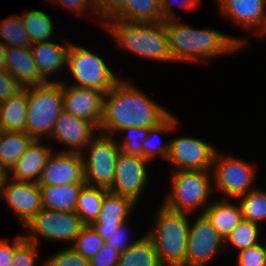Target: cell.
<instances>
[{"instance_id": "obj_10", "label": "cell", "mask_w": 266, "mask_h": 266, "mask_svg": "<svg viewBox=\"0 0 266 266\" xmlns=\"http://www.w3.org/2000/svg\"><path fill=\"white\" fill-rule=\"evenodd\" d=\"M84 226L75 212L40 210L24 227L26 240L41 246L40 240L67 242L71 245ZM40 244V245H39Z\"/></svg>"}, {"instance_id": "obj_1", "label": "cell", "mask_w": 266, "mask_h": 266, "mask_svg": "<svg viewBox=\"0 0 266 266\" xmlns=\"http://www.w3.org/2000/svg\"><path fill=\"white\" fill-rule=\"evenodd\" d=\"M131 82L121 77L105 94L99 133L116 137L127 127L152 128L171 114Z\"/></svg>"}, {"instance_id": "obj_41", "label": "cell", "mask_w": 266, "mask_h": 266, "mask_svg": "<svg viewBox=\"0 0 266 266\" xmlns=\"http://www.w3.org/2000/svg\"><path fill=\"white\" fill-rule=\"evenodd\" d=\"M128 222L121 224L114 232L109 235V239L105 240L107 246L117 250L119 253H123L129 247H131L137 239L130 240ZM130 240V241H129Z\"/></svg>"}, {"instance_id": "obj_16", "label": "cell", "mask_w": 266, "mask_h": 266, "mask_svg": "<svg viewBox=\"0 0 266 266\" xmlns=\"http://www.w3.org/2000/svg\"><path fill=\"white\" fill-rule=\"evenodd\" d=\"M70 183H85L84 165L81 153L53 151L49 156L39 186H56Z\"/></svg>"}, {"instance_id": "obj_20", "label": "cell", "mask_w": 266, "mask_h": 266, "mask_svg": "<svg viewBox=\"0 0 266 266\" xmlns=\"http://www.w3.org/2000/svg\"><path fill=\"white\" fill-rule=\"evenodd\" d=\"M63 43L65 44L62 46L52 40L30 46L37 70L46 83L59 82L51 78L54 74H58L57 71L67 68V55L71 42L65 39Z\"/></svg>"}, {"instance_id": "obj_31", "label": "cell", "mask_w": 266, "mask_h": 266, "mask_svg": "<svg viewBox=\"0 0 266 266\" xmlns=\"http://www.w3.org/2000/svg\"><path fill=\"white\" fill-rule=\"evenodd\" d=\"M112 19L129 22H163L159 0H126L124 9Z\"/></svg>"}, {"instance_id": "obj_6", "label": "cell", "mask_w": 266, "mask_h": 266, "mask_svg": "<svg viewBox=\"0 0 266 266\" xmlns=\"http://www.w3.org/2000/svg\"><path fill=\"white\" fill-rule=\"evenodd\" d=\"M25 132L37 141L50 140L59 114L63 111L62 82L27 87Z\"/></svg>"}, {"instance_id": "obj_27", "label": "cell", "mask_w": 266, "mask_h": 266, "mask_svg": "<svg viewBox=\"0 0 266 266\" xmlns=\"http://www.w3.org/2000/svg\"><path fill=\"white\" fill-rule=\"evenodd\" d=\"M117 266H163L157 256L152 239L145 233L120 253Z\"/></svg>"}, {"instance_id": "obj_4", "label": "cell", "mask_w": 266, "mask_h": 266, "mask_svg": "<svg viewBox=\"0 0 266 266\" xmlns=\"http://www.w3.org/2000/svg\"><path fill=\"white\" fill-rule=\"evenodd\" d=\"M153 225L145 232L154 244L163 266H185L190 219L188 213L174 211L162 203Z\"/></svg>"}, {"instance_id": "obj_36", "label": "cell", "mask_w": 266, "mask_h": 266, "mask_svg": "<svg viewBox=\"0 0 266 266\" xmlns=\"http://www.w3.org/2000/svg\"><path fill=\"white\" fill-rule=\"evenodd\" d=\"M150 128L127 127L119 131L124 133L121 140H117L120 151L124 154L143 157L142 143L146 140Z\"/></svg>"}, {"instance_id": "obj_18", "label": "cell", "mask_w": 266, "mask_h": 266, "mask_svg": "<svg viewBox=\"0 0 266 266\" xmlns=\"http://www.w3.org/2000/svg\"><path fill=\"white\" fill-rule=\"evenodd\" d=\"M97 132L98 129L91 122L63 110L56 119L50 139L69 147L63 151L81 153Z\"/></svg>"}, {"instance_id": "obj_9", "label": "cell", "mask_w": 266, "mask_h": 266, "mask_svg": "<svg viewBox=\"0 0 266 266\" xmlns=\"http://www.w3.org/2000/svg\"><path fill=\"white\" fill-rule=\"evenodd\" d=\"M117 139L98 132L81 152L87 185L108 190L111 188L115 177L116 159L120 152Z\"/></svg>"}, {"instance_id": "obj_48", "label": "cell", "mask_w": 266, "mask_h": 266, "mask_svg": "<svg viewBox=\"0 0 266 266\" xmlns=\"http://www.w3.org/2000/svg\"><path fill=\"white\" fill-rule=\"evenodd\" d=\"M6 176L7 174L2 169H0V194H1L2 184Z\"/></svg>"}, {"instance_id": "obj_15", "label": "cell", "mask_w": 266, "mask_h": 266, "mask_svg": "<svg viewBox=\"0 0 266 266\" xmlns=\"http://www.w3.org/2000/svg\"><path fill=\"white\" fill-rule=\"evenodd\" d=\"M62 82L63 110L73 116L91 122L98 130L103 116L105 93L96 89L71 86Z\"/></svg>"}, {"instance_id": "obj_2", "label": "cell", "mask_w": 266, "mask_h": 266, "mask_svg": "<svg viewBox=\"0 0 266 266\" xmlns=\"http://www.w3.org/2000/svg\"><path fill=\"white\" fill-rule=\"evenodd\" d=\"M169 49L174 62L201 61L232 54L245 48L247 39L232 37L215 29L193 28L179 19L164 20Z\"/></svg>"}, {"instance_id": "obj_3", "label": "cell", "mask_w": 266, "mask_h": 266, "mask_svg": "<svg viewBox=\"0 0 266 266\" xmlns=\"http://www.w3.org/2000/svg\"><path fill=\"white\" fill-rule=\"evenodd\" d=\"M102 27L118 46L139 57L158 62L172 63L168 34L164 22H129L109 19Z\"/></svg>"}, {"instance_id": "obj_32", "label": "cell", "mask_w": 266, "mask_h": 266, "mask_svg": "<svg viewBox=\"0 0 266 266\" xmlns=\"http://www.w3.org/2000/svg\"><path fill=\"white\" fill-rule=\"evenodd\" d=\"M242 210V218L258 224L266 220V190L254 188L237 199Z\"/></svg>"}, {"instance_id": "obj_5", "label": "cell", "mask_w": 266, "mask_h": 266, "mask_svg": "<svg viewBox=\"0 0 266 266\" xmlns=\"http://www.w3.org/2000/svg\"><path fill=\"white\" fill-rule=\"evenodd\" d=\"M170 176L171 191L164 196L162 204L190 215L202 207L199 213L203 214L214 193L212 170H180Z\"/></svg>"}, {"instance_id": "obj_8", "label": "cell", "mask_w": 266, "mask_h": 266, "mask_svg": "<svg viewBox=\"0 0 266 266\" xmlns=\"http://www.w3.org/2000/svg\"><path fill=\"white\" fill-rule=\"evenodd\" d=\"M68 69L74 79L71 86L96 89L105 94L121 79L101 56L73 42L67 55Z\"/></svg>"}, {"instance_id": "obj_29", "label": "cell", "mask_w": 266, "mask_h": 266, "mask_svg": "<svg viewBox=\"0 0 266 266\" xmlns=\"http://www.w3.org/2000/svg\"><path fill=\"white\" fill-rule=\"evenodd\" d=\"M108 189L85 184L80 191L75 213L80 217L84 225L95 222L101 210V204Z\"/></svg>"}, {"instance_id": "obj_24", "label": "cell", "mask_w": 266, "mask_h": 266, "mask_svg": "<svg viewBox=\"0 0 266 266\" xmlns=\"http://www.w3.org/2000/svg\"><path fill=\"white\" fill-rule=\"evenodd\" d=\"M86 183H70L56 186H40L44 209L75 212L76 203Z\"/></svg>"}, {"instance_id": "obj_30", "label": "cell", "mask_w": 266, "mask_h": 266, "mask_svg": "<svg viewBox=\"0 0 266 266\" xmlns=\"http://www.w3.org/2000/svg\"><path fill=\"white\" fill-rule=\"evenodd\" d=\"M19 14L32 44L53 40L52 37L56 34L54 23L45 12L33 9Z\"/></svg>"}, {"instance_id": "obj_34", "label": "cell", "mask_w": 266, "mask_h": 266, "mask_svg": "<svg viewBox=\"0 0 266 266\" xmlns=\"http://www.w3.org/2000/svg\"><path fill=\"white\" fill-rule=\"evenodd\" d=\"M260 226L247 220H242L225 239V248L231 244L241 251L260 243Z\"/></svg>"}, {"instance_id": "obj_49", "label": "cell", "mask_w": 266, "mask_h": 266, "mask_svg": "<svg viewBox=\"0 0 266 266\" xmlns=\"http://www.w3.org/2000/svg\"><path fill=\"white\" fill-rule=\"evenodd\" d=\"M265 33H266V26H265L264 31H263V34H265Z\"/></svg>"}, {"instance_id": "obj_33", "label": "cell", "mask_w": 266, "mask_h": 266, "mask_svg": "<svg viewBox=\"0 0 266 266\" xmlns=\"http://www.w3.org/2000/svg\"><path fill=\"white\" fill-rule=\"evenodd\" d=\"M1 41L7 47H30L32 45L20 14L11 15L0 22Z\"/></svg>"}, {"instance_id": "obj_43", "label": "cell", "mask_w": 266, "mask_h": 266, "mask_svg": "<svg viewBox=\"0 0 266 266\" xmlns=\"http://www.w3.org/2000/svg\"><path fill=\"white\" fill-rule=\"evenodd\" d=\"M200 1L201 0H177L176 2H178V6L180 5L182 8L184 7L187 10H192L196 9L198 4H200ZM159 3L162 14V21L170 19H179V16H177L178 14H176L175 10L173 9V4H177L175 3V0H159Z\"/></svg>"}, {"instance_id": "obj_17", "label": "cell", "mask_w": 266, "mask_h": 266, "mask_svg": "<svg viewBox=\"0 0 266 266\" xmlns=\"http://www.w3.org/2000/svg\"><path fill=\"white\" fill-rule=\"evenodd\" d=\"M222 17L247 32L263 35L266 26V0H216Z\"/></svg>"}, {"instance_id": "obj_47", "label": "cell", "mask_w": 266, "mask_h": 266, "mask_svg": "<svg viewBox=\"0 0 266 266\" xmlns=\"http://www.w3.org/2000/svg\"><path fill=\"white\" fill-rule=\"evenodd\" d=\"M6 48L7 46L3 44L0 40V69H4L5 67Z\"/></svg>"}, {"instance_id": "obj_19", "label": "cell", "mask_w": 266, "mask_h": 266, "mask_svg": "<svg viewBox=\"0 0 266 266\" xmlns=\"http://www.w3.org/2000/svg\"><path fill=\"white\" fill-rule=\"evenodd\" d=\"M136 206L131 199L108 190L104 195L99 217L91 226L99 236L107 240L121 224L129 221Z\"/></svg>"}, {"instance_id": "obj_40", "label": "cell", "mask_w": 266, "mask_h": 266, "mask_svg": "<svg viewBox=\"0 0 266 266\" xmlns=\"http://www.w3.org/2000/svg\"><path fill=\"white\" fill-rule=\"evenodd\" d=\"M50 3L61 6L69 10L70 12H75L79 15L88 13V15H93V17L98 19L96 0H47Z\"/></svg>"}, {"instance_id": "obj_14", "label": "cell", "mask_w": 266, "mask_h": 266, "mask_svg": "<svg viewBox=\"0 0 266 266\" xmlns=\"http://www.w3.org/2000/svg\"><path fill=\"white\" fill-rule=\"evenodd\" d=\"M0 198L14 211L23 228L43 209L38 183L16 181L6 176Z\"/></svg>"}, {"instance_id": "obj_22", "label": "cell", "mask_w": 266, "mask_h": 266, "mask_svg": "<svg viewBox=\"0 0 266 266\" xmlns=\"http://www.w3.org/2000/svg\"><path fill=\"white\" fill-rule=\"evenodd\" d=\"M5 54L4 69L22 88L46 83L37 70L30 47H7Z\"/></svg>"}, {"instance_id": "obj_39", "label": "cell", "mask_w": 266, "mask_h": 266, "mask_svg": "<svg viewBox=\"0 0 266 266\" xmlns=\"http://www.w3.org/2000/svg\"><path fill=\"white\" fill-rule=\"evenodd\" d=\"M237 254V266H266V247L261 242Z\"/></svg>"}, {"instance_id": "obj_28", "label": "cell", "mask_w": 266, "mask_h": 266, "mask_svg": "<svg viewBox=\"0 0 266 266\" xmlns=\"http://www.w3.org/2000/svg\"><path fill=\"white\" fill-rule=\"evenodd\" d=\"M176 127H178V117H176L174 113H171L160 124L150 128L149 133L145 138L146 140L142 143L143 158L148 161H152L156 157H161L167 161V155L169 152V141L164 142L162 140H159V142L156 137L159 138V135H163V133H170L177 129ZM155 139L158 141V143H156Z\"/></svg>"}, {"instance_id": "obj_26", "label": "cell", "mask_w": 266, "mask_h": 266, "mask_svg": "<svg viewBox=\"0 0 266 266\" xmlns=\"http://www.w3.org/2000/svg\"><path fill=\"white\" fill-rule=\"evenodd\" d=\"M33 141L26 132L0 130V169L7 174Z\"/></svg>"}, {"instance_id": "obj_38", "label": "cell", "mask_w": 266, "mask_h": 266, "mask_svg": "<svg viewBox=\"0 0 266 266\" xmlns=\"http://www.w3.org/2000/svg\"><path fill=\"white\" fill-rule=\"evenodd\" d=\"M39 250V246L25 239L15 249L10 266H36Z\"/></svg>"}, {"instance_id": "obj_45", "label": "cell", "mask_w": 266, "mask_h": 266, "mask_svg": "<svg viewBox=\"0 0 266 266\" xmlns=\"http://www.w3.org/2000/svg\"><path fill=\"white\" fill-rule=\"evenodd\" d=\"M120 253L106 244L89 259V266H117Z\"/></svg>"}, {"instance_id": "obj_25", "label": "cell", "mask_w": 266, "mask_h": 266, "mask_svg": "<svg viewBox=\"0 0 266 266\" xmlns=\"http://www.w3.org/2000/svg\"><path fill=\"white\" fill-rule=\"evenodd\" d=\"M27 87L9 100L0 103V130L25 132L27 118Z\"/></svg>"}, {"instance_id": "obj_11", "label": "cell", "mask_w": 266, "mask_h": 266, "mask_svg": "<svg viewBox=\"0 0 266 266\" xmlns=\"http://www.w3.org/2000/svg\"><path fill=\"white\" fill-rule=\"evenodd\" d=\"M189 223L185 266H207L215 256L225 252V239L204 214ZM207 264V265H206Z\"/></svg>"}, {"instance_id": "obj_37", "label": "cell", "mask_w": 266, "mask_h": 266, "mask_svg": "<svg viewBox=\"0 0 266 266\" xmlns=\"http://www.w3.org/2000/svg\"><path fill=\"white\" fill-rule=\"evenodd\" d=\"M40 262L41 265L39 266H89V260L70 246L53 253Z\"/></svg>"}, {"instance_id": "obj_12", "label": "cell", "mask_w": 266, "mask_h": 266, "mask_svg": "<svg viewBox=\"0 0 266 266\" xmlns=\"http://www.w3.org/2000/svg\"><path fill=\"white\" fill-rule=\"evenodd\" d=\"M216 148L200 138L179 136L169 140L167 162L173 171L211 170Z\"/></svg>"}, {"instance_id": "obj_23", "label": "cell", "mask_w": 266, "mask_h": 266, "mask_svg": "<svg viewBox=\"0 0 266 266\" xmlns=\"http://www.w3.org/2000/svg\"><path fill=\"white\" fill-rule=\"evenodd\" d=\"M205 209L204 215L211 222L213 227L226 239L232 230L243 220L242 210L231 199H215Z\"/></svg>"}, {"instance_id": "obj_21", "label": "cell", "mask_w": 266, "mask_h": 266, "mask_svg": "<svg viewBox=\"0 0 266 266\" xmlns=\"http://www.w3.org/2000/svg\"><path fill=\"white\" fill-rule=\"evenodd\" d=\"M42 142L46 141L34 140L7 173V177L16 181L38 183L43 168L53 152L51 145L47 146Z\"/></svg>"}, {"instance_id": "obj_35", "label": "cell", "mask_w": 266, "mask_h": 266, "mask_svg": "<svg viewBox=\"0 0 266 266\" xmlns=\"http://www.w3.org/2000/svg\"><path fill=\"white\" fill-rule=\"evenodd\" d=\"M105 240L97 234L91 225H84L70 247L89 260L105 245Z\"/></svg>"}, {"instance_id": "obj_42", "label": "cell", "mask_w": 266, "mask_h": 266, "mask_svg": "<svg viewBox=\"0 0 266 266\" xmlns=\"http://www.w3.org/2000/svg\"><path fill=\"white\" fill-rule=\"evenodd\" d=\"M125 2L126 0H96L97 16L101 21L99 23L103 25L115 18L124 9Z\"/></svg>"}, {"instance_id": "obj_13", "label": "cell", "mask_w": 266, "mask_h": 266, "mask_svg": "<svg viewBox=\"0 0 266 266\" xmlns=\"http://www.w3.org/2000/svg\"><path fill=\"white\" fill-rule=\"evenodd\" d=\"M147 162L149 161L143 157L120 151L116 159L114 181L109 191L127 197L138 205L149 182Z\"/></svg>"}, {"instance_id": "obj_7", "label": "cell", "mask_w": 266, "mask_h": 266, "mask_svg": "<svg viewBox=\"0 0 266 266\" xmlns=\"http://www.w3.org/2000/svg\"><path fill=\"white\" fill-rule=\"evenodd\" d=\"M211 170L214 192L222 195L220 199L237 200L256 188L254 181L258 177V171L254 163L234 156H225L217 149Z\"/></svg>"}, {"instance_id": "obj_46", "label": "cell", "mask_w": 266, "mask_h": 266, "mask_svg": "<svg viewBox=\"0 0 266 266\" xmlns=\"http://www.w3.org/2000/svg\"><path fill=\"white\" fill-rule=\"evenodd\" d=\"M25 240L24 234L17 235L13 242L0 239V266H10L15 249Z\"/></svg>"}, {"instance_id": "obj_44", "label": "cell", "mask_w": 266, "mask_h": 266, "mask_svg": "<svg viewBox=\"0 0 266 266\" xmlns=\"http://www.w3.org/2000/svg\"><path fill=\"white\" fill-rule=\"evenodd\" d=\"M21 89L22 87L11 74L5 69H0V103L9 100Z\"/></svg>"}]
</instances>
